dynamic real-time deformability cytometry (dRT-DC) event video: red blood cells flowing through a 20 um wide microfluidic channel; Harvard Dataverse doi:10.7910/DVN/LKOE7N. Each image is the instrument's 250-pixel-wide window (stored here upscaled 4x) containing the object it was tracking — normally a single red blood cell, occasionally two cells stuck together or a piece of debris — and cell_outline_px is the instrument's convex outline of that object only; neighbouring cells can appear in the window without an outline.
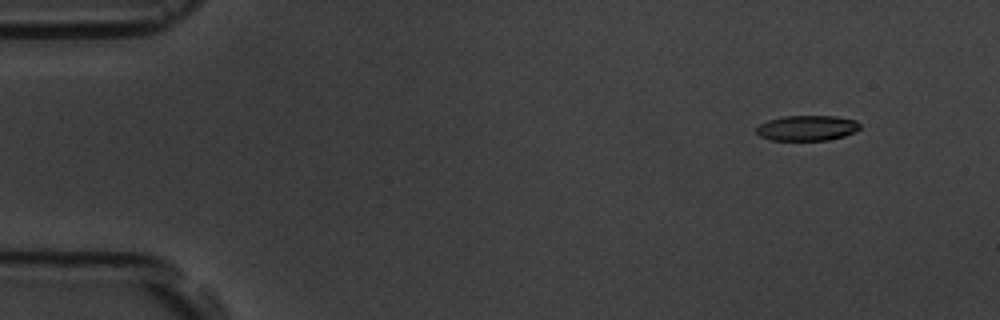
{"species": "common noctule bat (a hibernating species)", "species_latin": "Nyctalus noctula", "temperature_condition": "room temperature", "stored_images_in_passage": 15, "camera_frame_rate_fps": 3000, "um_per_image_px": 0.085, "animal": {"sex": "male", "body_mass_g": 19.5, "forearm_length_mm": 54.6}, "frame": {"image": 1, "passage_image": 2, "time_ms": 1.0, "image_size_px": [1000, 320], "cell_outline_px": [[860, 128], [844, 136], [828, 140], [772, 140], [760, 136], [756, 132], [756, 128], [760, 124], [768, 120], [784, 116], [836, 116], [856, 120], [860, 124]], "centroid_in_image_um": [68.59, 10.88], "position_along_channel_um": 16.4, "area_um2": 15.2}}
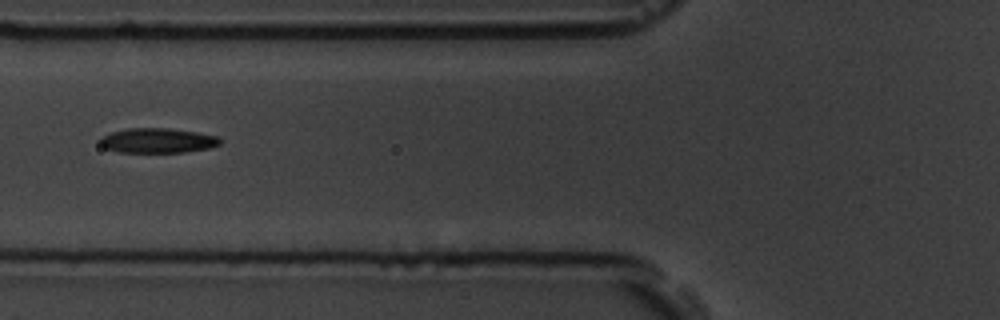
{"frame": {"image": 2, "passage_image": 6, "time_ms": 6.667, "image_size_px": [1000, 320], "cell_outline_px": [[220, 144], [208, 148], [184, 152], [120, 152], [104, 148], [100, 144], [100, 136], [112, 132], [128, 128], [168, 128], [196, 132], [220, 136]], "centroid_in_image_um": [13.38, 11.94], "position_along_channel_um": 112.4, "area_um2": 17.34}}
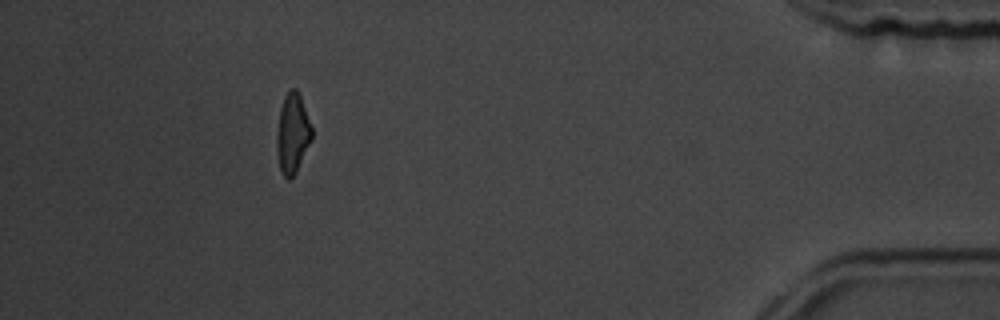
{"frame": {"image": 3, "passage_image": 14, "time_ms": 16.667, "image_size_px": [1000, 320], "cell_outline_px": [[312, 140], [296, 172], [288, 180], [280, 172], [276, 152], [276, 132], [280, 108], [284, 96], [292, 88], [296, 88], [300, 96], [312, 128]], "centroid_in_image_um": [24.85, 11.37], "position_along_channel_um": 410.4, "area_um2": 16.42}, "authors_computed_cell_mechanics": {"area_um2": 16.9354, "velocity_mm_per_s": 3.5596, "shape_relaxation_time_tau1_ms": 2.7763, "shape_relaxation_time_tau2_ms": 2.5647, "deformation_change_tau1": 0.1208, "deformation_change_tau2": 0.0868}}